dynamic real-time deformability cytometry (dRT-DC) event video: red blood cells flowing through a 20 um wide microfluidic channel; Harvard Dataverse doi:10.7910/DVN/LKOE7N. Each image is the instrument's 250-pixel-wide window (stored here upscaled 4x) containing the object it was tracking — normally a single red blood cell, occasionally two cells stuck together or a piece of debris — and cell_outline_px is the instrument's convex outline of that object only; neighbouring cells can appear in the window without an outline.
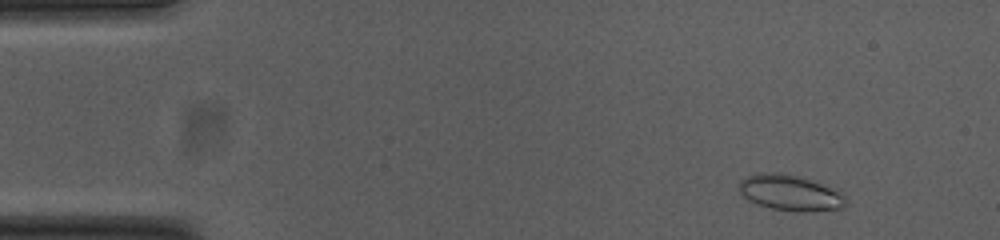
{"species": "common noctule bat (a hibernating species)", "species_latin": "Nyctalus noctula", "temperature_condition": "cold", "stored_images_in_passage": 51, "camera_frame_rate_fps": 3000, "um_per_image_px": 0.085, "animal": {"sex": "female", "body_mass_g": 23.0, "forearm_length_mm": 53.4}, "frame": {"image": 1, "passage_image": 2, "time_ms": 0.333, "image_size_px": [1000, 240], "cell_outline_px": [[848, 204], [844, 208], [800, 212], [796, 212], [772, 208], [748, 200], [740, 192], [740, 180], [748, 176], [776, 172], [796, 176], [820, 184], [840, 192], [848, 200]], "centroid_in_image_um": [67.2, 16.42], "position_along_channel_um": 17.8, "area_um2": 21.62}}
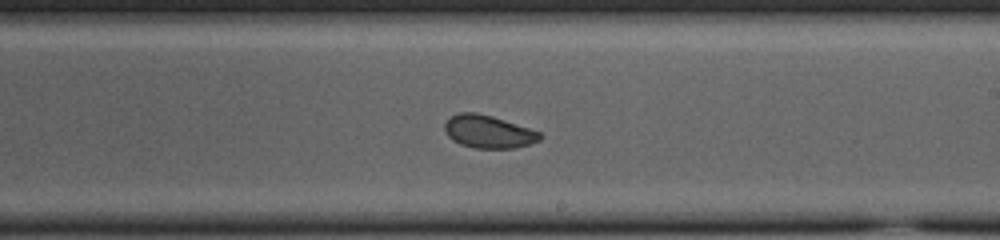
{"frame": {"image": 2, "passage_image": 28, "time_ms": 9.0, "image_size_px": [1000, 240], "cell_outline_px": [[544, 136], [540, 140], [516, 148], [472, 148], [460, 144], [452, 140], [448, 136], [444, 128], [444, 124], [452, 116], [460, 112], [476, 112], [492, 116], [540, 132]], "centroid_in_image_um": [41.51, 11.2], "position_along_channel_um": 247.5, "area_um2": 18.15}}
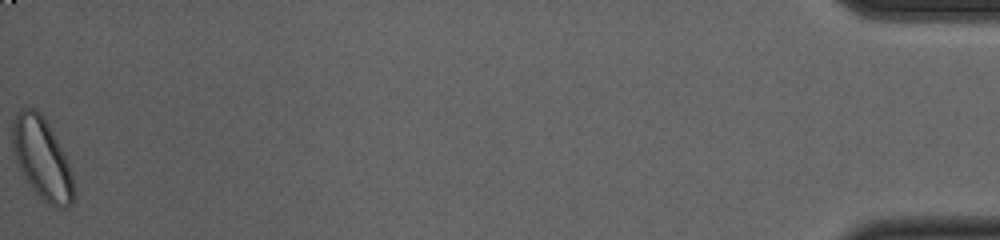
{"frame": {"image": 3, "passage_image": 51, "time_ms": 16.667, "image_size_px": [1000, 240], "cell_outline_px": [[76, 196], [72, 204], [68, 208], [56, 208], [48, 204], [28, 184], [16, 160], [12, 144], [12, 124], [20, 108], [36, 108], [44, 116], [60, 144], [64, 152], [72, 176]], "centroid_in_image_um": [3.59, 13.49], "position_along_channel_um": 431.6, "area_um2": 29.19}, "authors_computed_cell_mechanics": {"area_um2": 19.941, "velocity_mm_per_s": 3.7442, "shape_relaxation_time_tau1_ms": 3.2164, "shape_relaxation_time_tau2_ms": 7.8117, "deformation_change_tau1": 0.0759, "deformation_change_tau2": 0.1154}}